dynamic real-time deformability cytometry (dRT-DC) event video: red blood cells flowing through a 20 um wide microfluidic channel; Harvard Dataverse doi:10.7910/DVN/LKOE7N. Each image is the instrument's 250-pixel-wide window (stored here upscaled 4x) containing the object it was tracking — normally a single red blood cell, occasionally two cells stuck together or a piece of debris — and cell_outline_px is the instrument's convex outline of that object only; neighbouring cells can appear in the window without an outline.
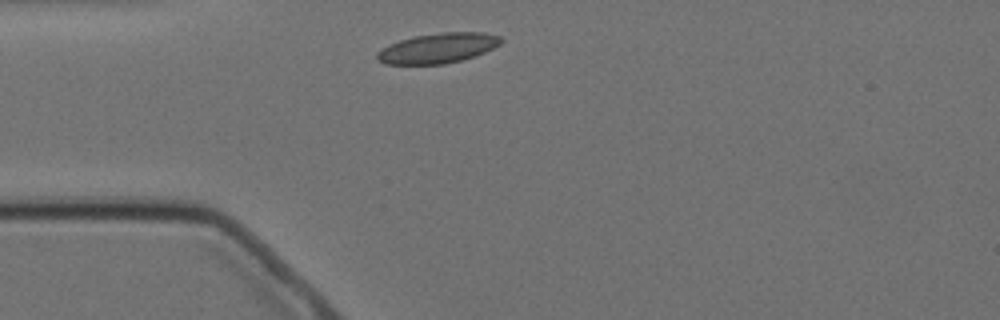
{"species": "Egyptian fruit bat (a non-hibernating species)", "species_latin": "Rousettus aegyptiacus", "temperature_condition": "cold", "stored_images_in_passage": 1, "camera_frame_rate_fps": 3000, "um_per_image_px": 0.085, "animal": {"sex": "female"}, "frame": {"image": 1, "passage_image": 1, "time_ms": 0.0, "image_size_px": [1000, 320], "cell_outline_px": [[504, 40], [500, 44], [476, 56], [444, 64], [384, 64], [376, 60], [376, 52], [388, 44], [412, 36], [440, 32], [484, 32], [500, 36]], "centroid_in_image_um": [37.19, 4.08], "position_along_channel_um": 47.8, "area_um2": 21.91}}